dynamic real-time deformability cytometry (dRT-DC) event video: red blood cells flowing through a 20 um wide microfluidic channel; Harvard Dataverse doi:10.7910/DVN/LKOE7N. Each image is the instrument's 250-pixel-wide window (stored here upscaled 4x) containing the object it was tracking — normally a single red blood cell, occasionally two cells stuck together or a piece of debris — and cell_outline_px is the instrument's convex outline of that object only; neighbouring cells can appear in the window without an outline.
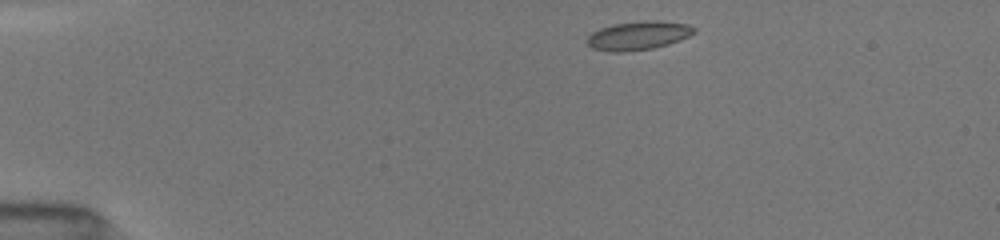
{"species": "common noctule bat (a hibernating species)", "species_latin": "Nyctalus noctula", "temperature_condition": "room temperature", "stored_images_in_passage": 43, "camera_frame_rate_fps": 3000, "um_per_image_px": 0.085, "animal": {"sex": "female", "body_mass_g": 19.5, "forearm_length_mm": 54.1}, "frame": {"image": 1, "passage_image": 1, "time_ms": 0.0, "image_size_px": [1000, 240], "cell_outline_px": [[696, 32], [680, 40], [668, 44], [652, 48], [624, 52], [612, 52], [592, 48], [584, 40], [592, 32], [600, 28], [612, 24], [644, 20], [660, 20], [688, 24], [696, 28]], "centroid_in_image_um": [54.25, 3.01], "position_along_channel_um": 30.8, "area_um2": 18.09}}
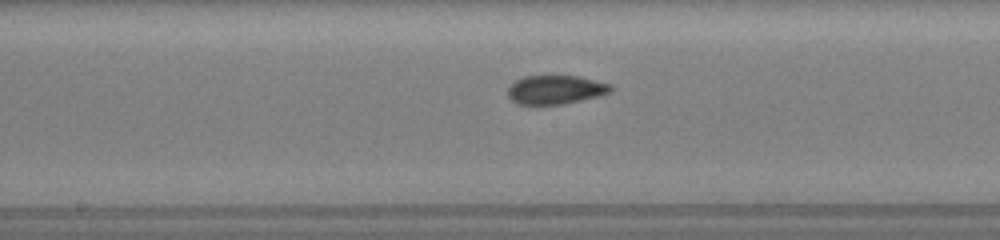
{"frame": {"image": 2, "passage_image": 19, "time_ms": 6.0, "image_size_px": [1000, 240], "cell_outline_px": [[612, 92], [596, 96], [560, 104], [516, 104], [508, 96], [508, 88], [516, 80], [524, 76], [576, 76], [612, 84]], "centroid_in_image_um": [47.2, 7.61], "position_along_channel_um": 201.0, "area_um2": 16.99}}
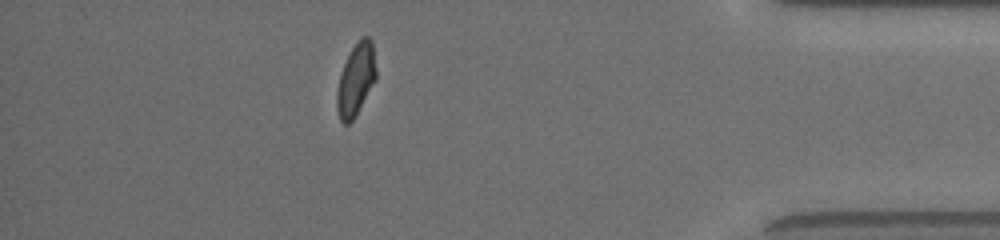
{"frame": {"image": 3, "passage_image": 37, "time_ms": 12.0, "image_size_px": [1000, 240], "cell_outline_px": [[376, 80], [352, 120], [348, 124], [344, 124], [340, 120], [336, 108], [336, 92], [340, 72], [352, 48], [360, 36], [368, 36], [372, 40], [376, 68]], "centroid_in_image_um": [30.24, 6.74], "position_along_channel_um": 405.0, "area_um2": 16.53}, "authors_computed_cell_mechanics": {"area_um2": 17.3978, "velocity_mm_per_s": 4.0083, "shape_relaxation_time_tau1_ms": 4.2221, "shape_relaxation_time_tau2_ms": 1.1034, "deformation_change_tau1": 0.1295, "deformation_change_tau2": 0.063}}